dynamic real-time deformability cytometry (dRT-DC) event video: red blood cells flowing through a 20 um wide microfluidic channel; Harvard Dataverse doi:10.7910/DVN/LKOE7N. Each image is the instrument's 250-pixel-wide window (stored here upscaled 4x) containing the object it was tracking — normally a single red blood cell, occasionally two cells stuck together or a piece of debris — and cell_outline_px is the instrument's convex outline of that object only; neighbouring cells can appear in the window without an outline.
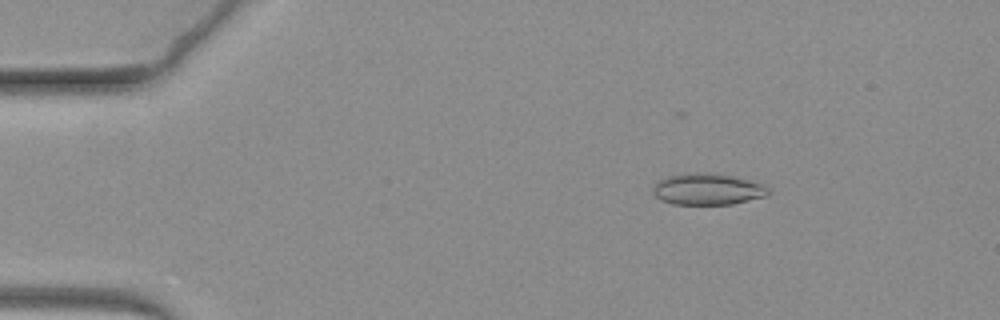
{"species": "common noctule bat (a hibernating species)", "species_latin": "Nyctalus noctula", "temperature_condition": "warm", "stored_images_in_passage": 56, "camera_frame_rate_fps": 3000, "um_per_image_px": 0.085, "animal": {"sex": "female", "body_mass_g": 19.3, "forearm_length_mm": 54.1}, "frame": {"image": 1, "passage_image": 1, "time_ms": 0.0, "image_size_px": [1000, 320], "cell_outline_px": [[772, 192], [768, 196], [732, 204], [672, 204], [660, 200], [652, 192], [652, 184], [656, 180], [668, 176], [688, 172], [712, 172], [736, 176], [764, 184]], "centroid_in_image_um": [60.14, 16.06], "position_along_channel_um": 24.9, "area_um2": 21.79}}
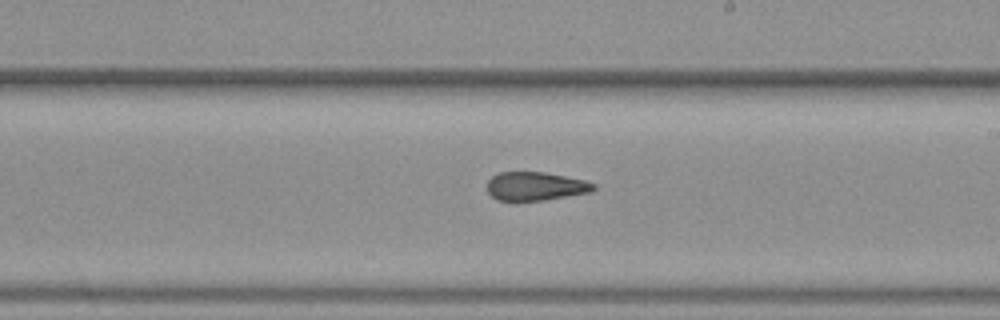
{"frame": {"image": 2, "passage_image": 29, "time_ms": 9.333, "image_size_px": [1000, 320], "cell_outline_px": [[596, 188], [592, 192], [544, 200], [496, 200], [488, 192], [488, 180], [492, 176], [500, 172], [544, 172], [584, 180], [596, 184]], "centroid_in_image_um": [45.54, 15.83], "position_along_channel_um": 243.5, "area_um2": 17.63}}
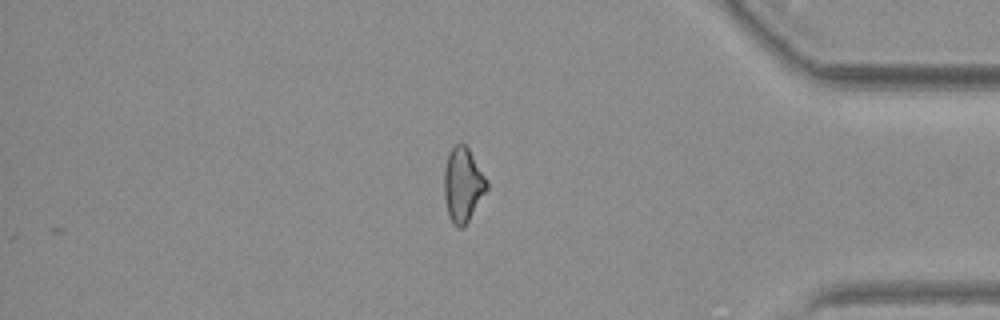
{"frame": {"image": 3, "passage_image": 46, "time_ms": 15.0, "image_size_px": [1000, 320], "cell_outline_px": [[488, 188], [464, 228], [456, 228], [452, 224], [448, 216], [444, 196], [444, 168], [448, 156], [452, 148], [456, 144], [464, 144], [468, 148], [488, 180]], "centroid_in_image_um": [39.34, 15.75], "position_along_channel_um": 395.9, "area_um2": 18.55}}